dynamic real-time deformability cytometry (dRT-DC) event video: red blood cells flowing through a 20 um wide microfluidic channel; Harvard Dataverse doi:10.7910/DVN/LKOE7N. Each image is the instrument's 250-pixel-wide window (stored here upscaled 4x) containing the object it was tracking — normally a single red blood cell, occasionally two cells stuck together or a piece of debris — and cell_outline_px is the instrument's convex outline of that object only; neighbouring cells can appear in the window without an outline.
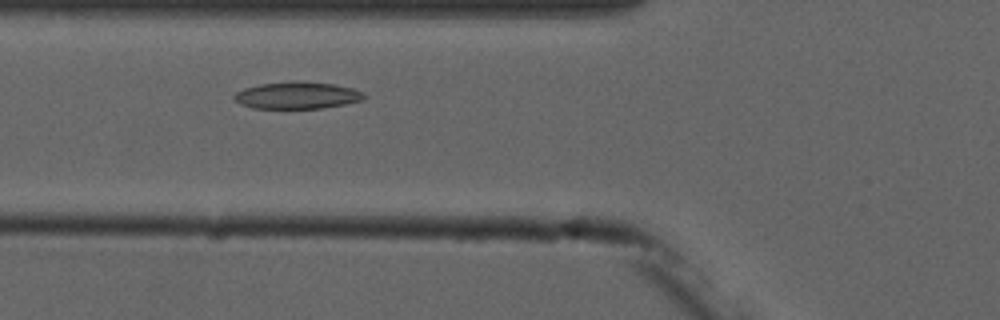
{"species": "common noctule bat (a hibernating species)", "species_latin": "Nyctalus noctula", "temperature_condition": "cold", "stored_images_in_passage": 8, "camera_frame_rate_fps": 3000, "um_per_image_px": 0.085, "animal": {"sex": "male", "forearm_length_mm": 52.5}, "frame": {"image": 1, "passage_image": 4, "time_ms": 3.333, "image_size_px": [1000, 320], "cell_outline_px": [[368, 96], [364, 100], [324, 108], [252, 108], [240, 104], [232, 96], [236, 92], [244, 88], [260, 84], [332, 84], [352, 88], [364, 92]], "centroid_in_image_um": [25.29, 8.16], "position_along_channel_um": 100.5, "area_um2": 19.54}}
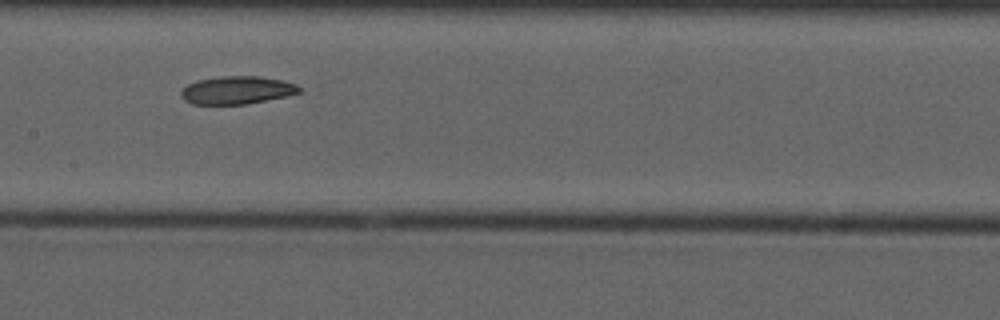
{"frame": {"image": 2, "passage_image": 6, "time_ms": 5.667, "image_size_px": [1000, 320], "cell_outline_px": [[300, 92], [288, 96], [244, 104], [192, 104], [184, 100], [180, 96], [180, 92], [188, 84], [196, 80], [220, 76], [260, 76], [280, 80], [296, 84], [300, 88]], "centroid_in_image_um": [20.11, 7.66], "position_along_channel_um": 187.3, "area_um2": 19.19}}
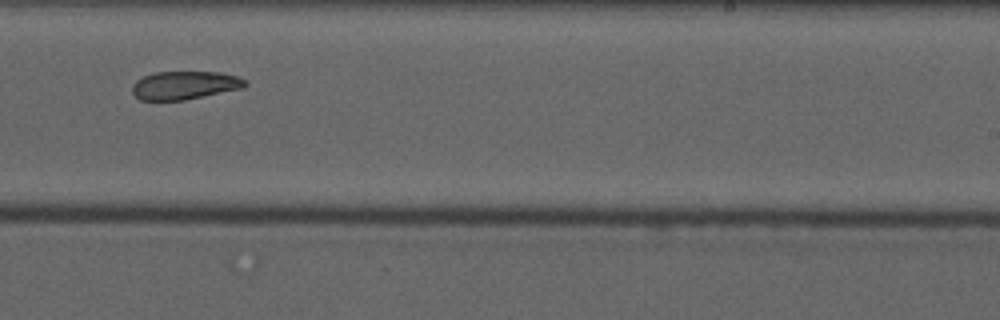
{"frame": {"image": 3, "passage_image": 8, "time_ms": 8.0, "image_size_px": [1000, 320], "cell_outline_px": [[248, 84], [244, 88], [184, 100], [140, 100], [132, 92], [132, 84], [136, 80], [144, 76], [156, 72], [224, 72], [236, 76], [244, 80]], "centroid_in_image_um": [15.7, 7.24], "position_along_channel_um": 273.3, "area_um2": 18.61}}